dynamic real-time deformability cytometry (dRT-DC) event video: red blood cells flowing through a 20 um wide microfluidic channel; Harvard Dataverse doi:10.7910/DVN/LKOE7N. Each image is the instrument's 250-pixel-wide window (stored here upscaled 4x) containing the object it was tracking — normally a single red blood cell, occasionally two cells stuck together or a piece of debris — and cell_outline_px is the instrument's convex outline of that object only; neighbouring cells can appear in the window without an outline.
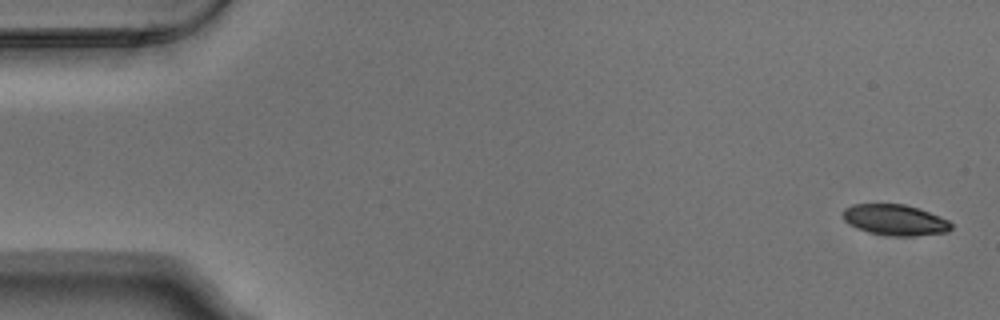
{"species": "Egyptian fruit bat (a non-hibernating species)", "species_latin": "Rousettus aegyptiacus", "temperature_condition": "warm", "stored_images_in_passage": 5, "segment_of_instrument_passage": [2, 2], "camera_frame_rate_fps": 3000, "um_per_image_px": 0.085, "animal": {"sex": "male"}, "frame": {"image": 1, "passage_image": 5, "time_ms": 1.333, "image_size_px": [1000, 320], "cell_outline_px": [[952, 228], [948, 232], [912, 236], [888, 236], [868, 232], [856, 228], [848, 224], [844, 220], [844, 208], [852, 204], [904, 204], [920, 208], [940, 216], [948, 220], [952, 224]], "centroid_in_image_um": [76.09, 18.69], "position_along_channel_um": 8.9, "area_um2": 19.65}}